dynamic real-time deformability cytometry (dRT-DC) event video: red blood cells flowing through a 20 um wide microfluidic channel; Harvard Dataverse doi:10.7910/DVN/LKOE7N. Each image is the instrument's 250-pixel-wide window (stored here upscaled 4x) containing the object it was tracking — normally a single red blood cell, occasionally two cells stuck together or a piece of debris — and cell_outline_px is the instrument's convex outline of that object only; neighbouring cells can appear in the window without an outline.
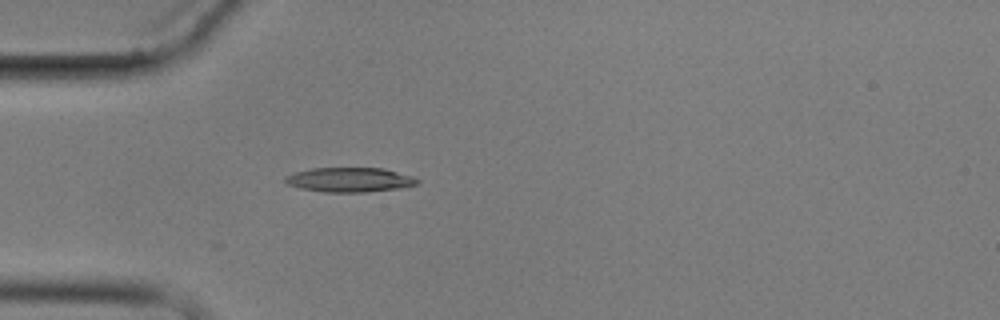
{"species": "common noctule bat (a hibernating species)", "species_latin": "Nyctalus noctula", "temperature_condition": "cold", "stored_images_in_passage": 5, "camera_frame_rate_fps": 3000, "um_per_image_px": 0.085, "animal": {"sex": "male", "body_mass_g": 17.9}, "frame": {"image": 1, "passage_image": 5, "time_ms": 4.667, "image_size_px": [1000, 320], "cell_outline_px": [[420, 184], [400, 188], [364, 192], [324, 192], [300, 188], [288, 184], [284, 180], [284, 176], [292, 172], [312, 168], [384, 168], [412, 176], [420, 180]], "centroid_in_image_um": [29.72, 15.27], "position_along_channel_um": 55.3, "area_um2": 19.02}}